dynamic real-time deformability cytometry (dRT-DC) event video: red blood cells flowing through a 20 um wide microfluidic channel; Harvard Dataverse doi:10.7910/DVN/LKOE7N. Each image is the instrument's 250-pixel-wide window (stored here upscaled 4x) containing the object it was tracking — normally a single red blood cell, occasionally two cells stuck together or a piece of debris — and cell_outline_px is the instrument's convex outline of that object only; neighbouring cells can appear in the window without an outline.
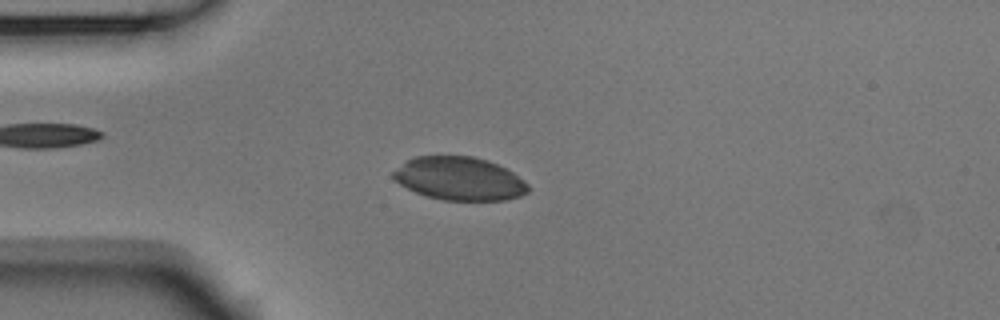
{"species": "Egyptian fruit bat (a non-hibernating species)", "species_latin": "Rousettus aegyptiacus", "temperature_condition": "room temperature", "stored_images_in_passage": 53, "camera_frame_rate_fps": 3000, "um_per_image_px": 0.085, "animal": {"sex": "male"}, "frame": {"image": 1, "passage_image": 13, "time_ms": 4.0, "image_size_px": [1000, 320], "cell_outline_px": [[528, 192], [520, 196], [504, 200], [444, 200], [428, 196], [416, 192], [400, 184], [392, 176], [392, 172], [408, 160], [416, 156], [472, 156], [488, 160], [512, 172], [524, 180], [528, 184]], "centroid_in_image_um": [39.07, 15.18], "position_along_channel_um": 45.9, "area_um2": 33.64}}
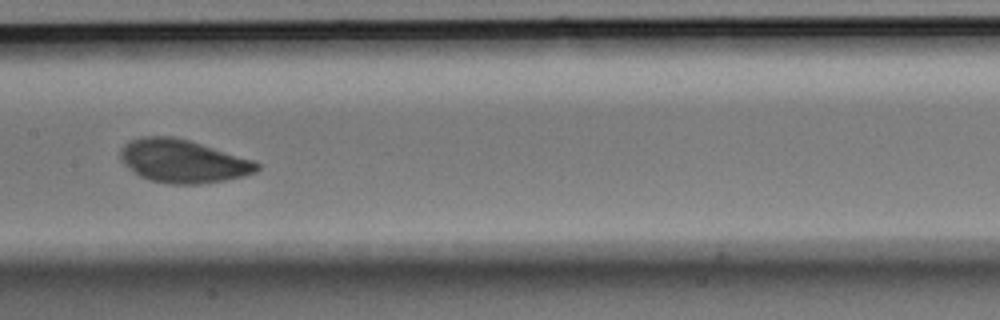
{"frame": {"image": 2, "passage_image": 26, "time_ms": 8.333, "image_size_px": [1000, 320], "cell_outline_px": [[260, 168], [256, 172], [244, 176], [224, 180], [200, 184], [168, 184], [152, 180], [140, 176], [124, 164], [120, 160], [120, 148], [128, 140], [144, 136], [172, 136], [188, 140], [256, 160], [260, 164]], "centroid_in_image_um": [15.56, 13.69], "position_along_channel_um": 191.8, "area_um2": 34.51}}
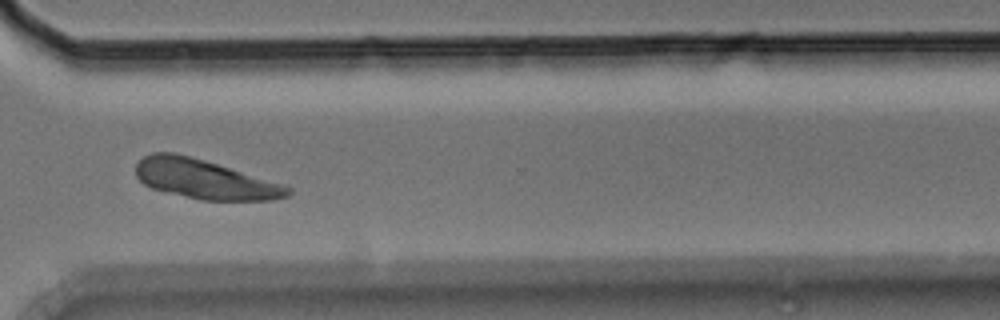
{"frame": {"image": 3, "passage_image": 39, "time_ms": 12.667, "image_size_px": [1000, 320], "cell_outline_px": [[292, 192], [288, 196], [272, 200], [200, 200], [152, 188], [144, 184], [136, 176], [136, 164], [144, 156], [152, 152], [176, 152], [288, 184], [292, 188]], "centroid_in_image_um": [17.46, 15.23], "position_along_channel_um": 353.1, "area_um2": 35.14}}